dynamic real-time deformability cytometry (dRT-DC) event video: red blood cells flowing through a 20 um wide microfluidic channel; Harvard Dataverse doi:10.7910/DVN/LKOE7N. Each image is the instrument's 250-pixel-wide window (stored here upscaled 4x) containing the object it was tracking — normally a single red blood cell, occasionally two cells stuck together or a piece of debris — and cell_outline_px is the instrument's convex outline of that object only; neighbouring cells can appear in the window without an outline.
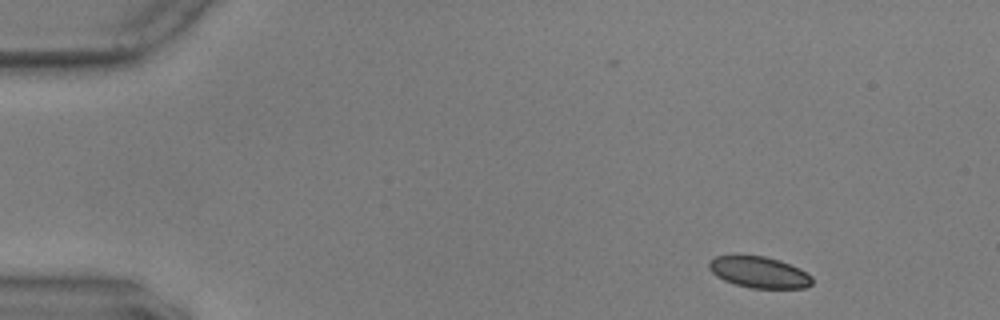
{"species": "common noctule bat (a hibernating species)", "species_latin": "Nyctalus noctula", "temperature_condition": "warm", "stored_images_in_passage": 12, "camera_frame_rate_fps": 3000, "um_per_image_px": 0.085, "animal": {"sex": "male", "body_mass_g": 17.9, "forearm_length_mm": 54.2}, "frame": {"image": 1, "passage_image": 1, "time_ms": 0.0, "image_size_px": [1000, 320], "cell_outline_px": [[812, 284], [804, 288], [752, 288], [736, 284], [724, 280], [716, 276], [708, 268], [708, 260], [716, 256], [764, 256], [780, 260], [800, 268], [812, 276]], "centroid_in_image_um": [64.53, 23.14], "position_along_channel_um": 20.5, "area_um2": 18.79}}
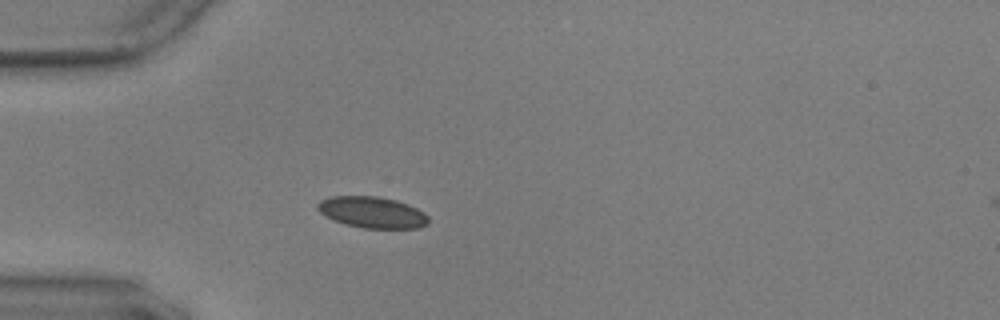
{"frame": {"image": 2, "passage_image": 11, "time_ms": 3.333, "image_size_px": [1000, 320], "cell_outline_px": [[428, 224], [420, 228], [364, 228], [344, 224], [332, 220], [324, 216], [316, 208], [316, 204], [320, 200], [332, 196], [376, 196], [396, 200], [408, 204], [424, 212], [428, 216]], "centroid_in_image_um": [31.61, 18.05], "position_along_channel_um": 53.4, "area_um2": 20.4}}